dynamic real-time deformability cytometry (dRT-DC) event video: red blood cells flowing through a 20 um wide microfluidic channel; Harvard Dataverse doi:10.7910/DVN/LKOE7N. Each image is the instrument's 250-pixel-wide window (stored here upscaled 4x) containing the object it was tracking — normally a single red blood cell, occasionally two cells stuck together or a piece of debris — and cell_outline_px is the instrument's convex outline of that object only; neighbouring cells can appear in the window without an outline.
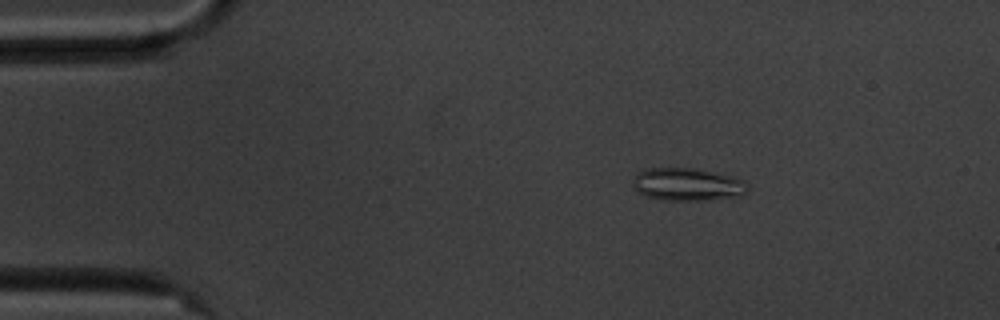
{"species": "common noctule bat (a hibernating species)", "species_latin": "Nyctalus noctula", "temperature_condition": "cold", "stored_images_in_passage": 48, "camera_frame_rate_fps": 3000, "um_per_image_px": 0.085, "animal": {"sex": "male", "body_mass_g": 20.1, "forearm_length_mm": 53.5}, "frame": {"image": 1, "passage_image": 1, "time_ms": 0.0, "image_size_px": [1000, 320], "cell_outline_px": [[748, 192], [740, 196], [704, 200], [668, 200], [648, 196], [640, 192], [636, 188], [632, 180], [640, 172], [648, 168], [696, 168], [736, 176], [744, 180], [748, 184]], "centroid_in_image_um": [58.53, 15.66], "position_along_channel_um": 26.5, "area_um2": 21.85}}
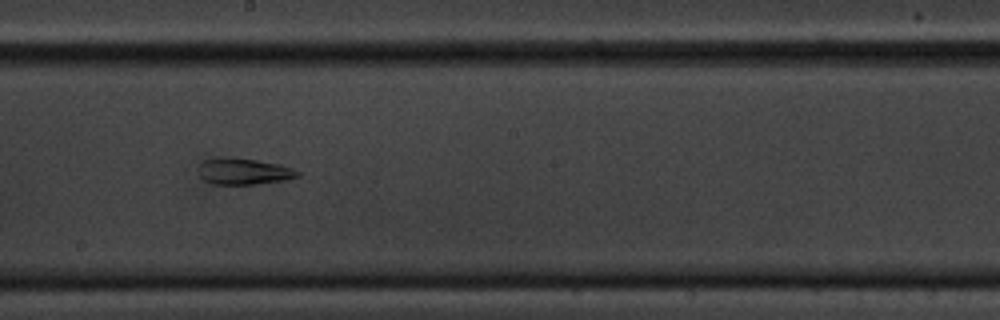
{"frame": {"image": 2, "passage_image": 23, "time_ms": 7.333, "image_size_px": [1000, 320], "cell_outline_px": [[300, 176], [288, 180], [256, 184], [208, 184], [200, 176], [200, 164], [204, 160], [220, 156], [232, 156], [280, 164], [292, 168], [300, 172]], "centroid_in_image_um": [20.73, 14.56], "position_along_channel_um": 227.5, "area_um2": 15.55}}
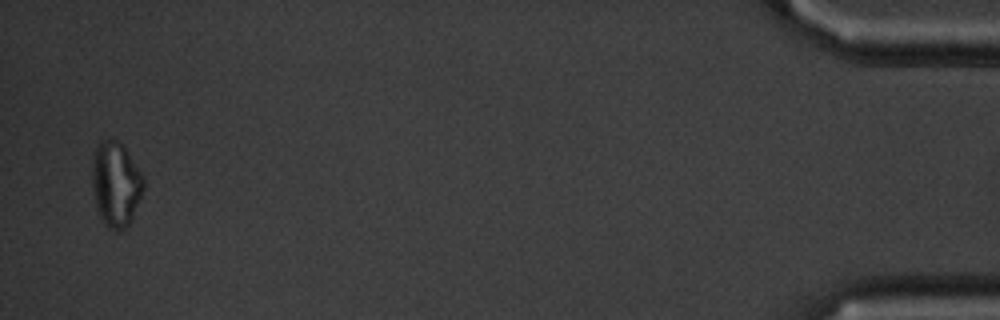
{"frame": {"image": 3, "passage_image": 47, "time_ms": 15.333, "image_size_px": [1000, 320], "cell_outline_px": [[144, 188], [132, 216], [128, 224], [124, 228], [108, 228], [104, 224], [96, 208], [92, 184], [92, 164], [96, 148], [100, 140], [116, 140], [124, 148], [144, 176]], "centroid_in_image_um": [9.83, 15.64], "position_along_channel_um": 425.4, "area_um2": 24.85}, "authors_computed_cell_mechanics": {"area_um2": 18.6983, "velocity_mm_per_s": 3.5477, "shape_relaxation_time_tau1_ms": null, "shape_relaxation_time_tau2_ms": 3.7792, "deformation_change_tau1": null, "deformation_change_tau2": 0.1116}}